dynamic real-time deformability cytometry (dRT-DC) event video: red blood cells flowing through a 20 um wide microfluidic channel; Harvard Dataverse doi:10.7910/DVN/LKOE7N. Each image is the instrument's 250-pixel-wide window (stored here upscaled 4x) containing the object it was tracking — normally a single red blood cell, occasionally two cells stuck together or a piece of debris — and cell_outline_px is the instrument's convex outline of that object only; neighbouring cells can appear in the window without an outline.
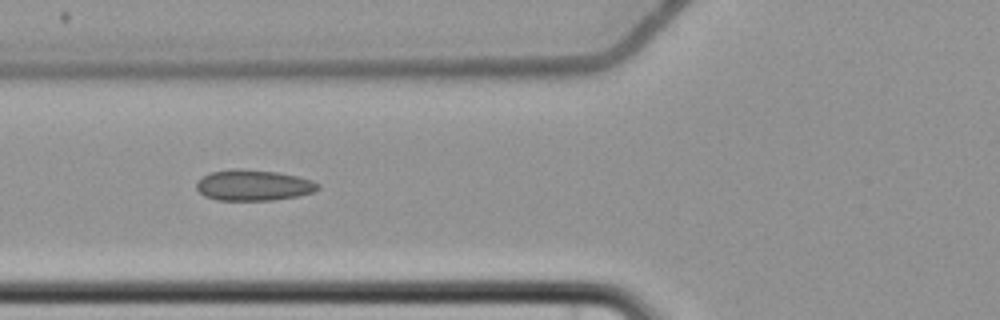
{"species": "common noctule bat (a hibernating species)", "species_latin": "Nyctalus noctula", "temperature_condition": "cold", "stored_images_in_passage": 9, "camera_frame_rate_fps": 3000, "um_per_image_px": 0.085, "animal": {"sex": "female", "body_mass_g": 22.7, "forearm_length_mm": 54.2}, "frame": {"image": 1, "passage_image": 6, "time_ms": 7.0, "image_size_px": [1000, 320], "cell_outline_px": [[320, 188], [312, 192], [296, 196], [272, 200], [216, 200], [204, 196], [196, 188], [196, 180], [212, 172], [232, 168], [240, 168], [276, 172], [296, 176], [312, 180], [320, 184]], "centroid_in_image_um": [21.51, 15.74], "position_along_channel_um": 104.3, "area_um2": 21.85}}
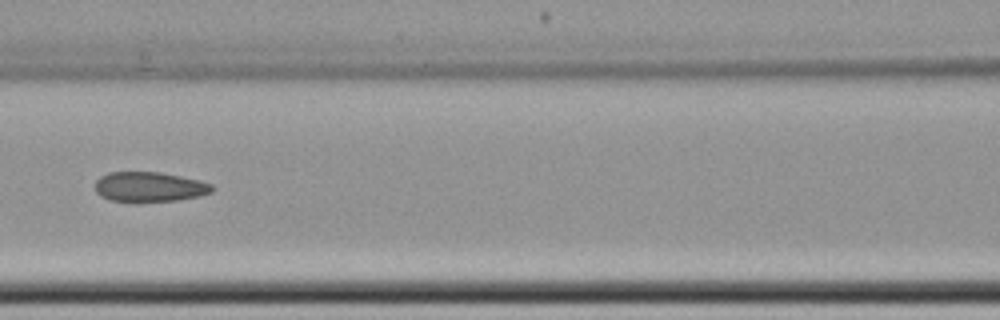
{"frame": {"image": 2, "passage_image": 7, "time_ms": 8.333, "image_size_px": [1000, 320], "cell_outline_px": [[216, 188], [212, 192], [200, 196], [176, 200], [136, 204], [108, 200], [100, 196], [96, 192], [96, 180], [100, 176], [108, 172], [160, 172], [200, 180], [212, 184]], "centroid_in_image_um": [12.69, 15.92], "position_along_channel_um": 153.9, "area_um2": 21.1}}
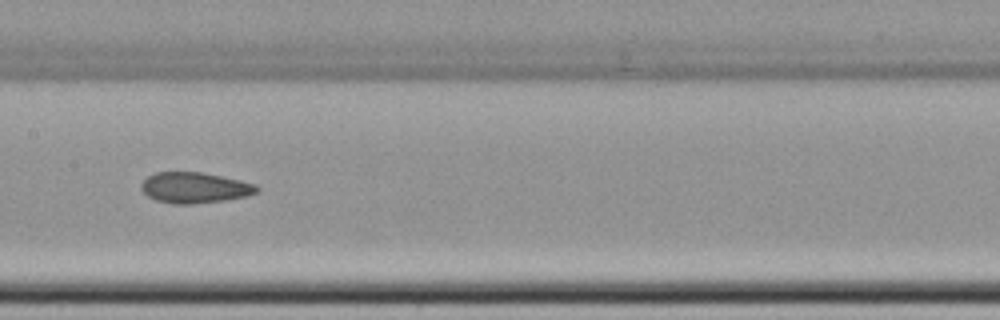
{"frame": {"image": 3, "passage_image": 8, "time_ms": 9.333, "image_size_px": [1000, 320], "cell_outline_px": [[260, 188], [256, 192], [248, 196], [224, 200], [192, 204], [176, 204], [156, 200], [148, 196], [140, 188], [140, 184], [148, 176], [156, 172], [200, 172], [240, 180], [256, 184]], "centroid_in_image_um": [16.54, 15.95], "position_along_channel_um": 190.9, "area_um2": 20.63}}